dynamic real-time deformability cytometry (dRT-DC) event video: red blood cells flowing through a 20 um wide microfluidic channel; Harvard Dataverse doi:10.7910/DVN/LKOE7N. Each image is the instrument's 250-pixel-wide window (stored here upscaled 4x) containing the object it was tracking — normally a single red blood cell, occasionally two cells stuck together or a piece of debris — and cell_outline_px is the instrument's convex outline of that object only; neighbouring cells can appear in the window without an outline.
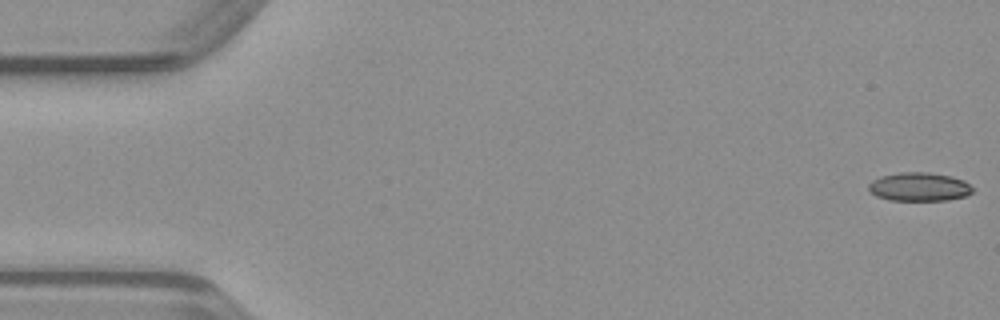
{"species": "common noctule bat (a hibernating species)", "species_latin": "Nyctalus noctula", "temperature_condition": "warm", "stored_images_in_passage": 49, "camera_frame_rate_fps": 3000, "um_per_image_px": 0.085, "animal": {"sex": "male", "body_mass_g": 23.1, "forearm_length_mm": 52.7}, "frame": {"image": 1, "passage_image": 1, "time_ms": 0.0, "image_size_px": [1000, 320], "cell_outline_px": [[972, 192], [964, 196], [948, 200], [888, 200], [876, 196], [868, 188], [868, 184], [872, 180], [880, 176], [900, 172], [928, 172], [952, 176], [964, 180], [972, 188]], "centroid_in_image_um": [78.11, 15.87], "position_along_channel_um": 6.9, "area_um2": 17.34}}
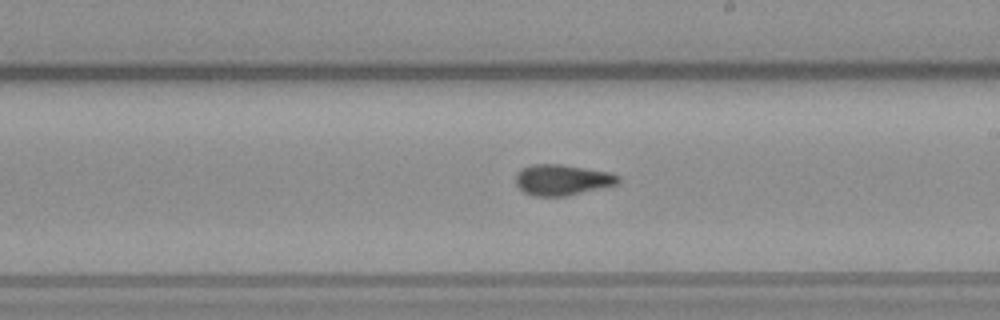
{"frame": {"image": 2, "passage_image": 28, "time_ms": 9.0, "image_size_px": [1000, 320], "cell_outline_px": [[620, 184], [568, 196], [532, 196], [524, 192], [516, 184], [516, 172], [520, 168], [532, 164], [560, 164], [608, 172], [620, 176]], "centroid_in_image_um": [47.79, 15.29], "position_along_channel_um": 241.2, "area_um2": 18.61}}
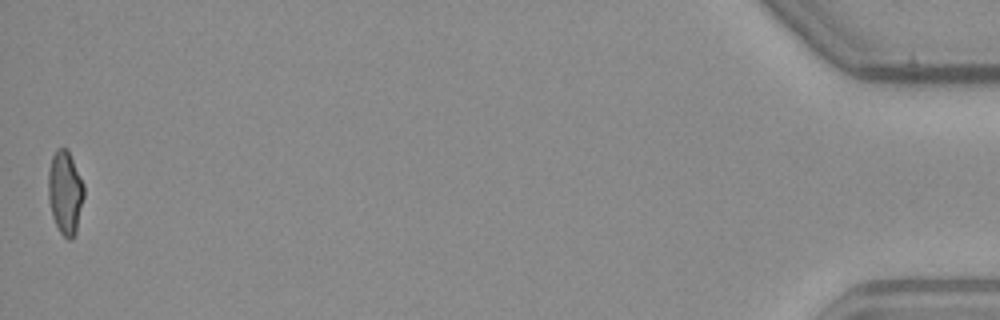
{"frame": {"image": 3, "passage_image": 49, "time_ms": 16.0, "image_size_px": [1000, 320], "cell_outline_px": [[84, 196], [76, 232], [72, 240], [68, 240], [60, 232], [52, 216], [48, 200], [48, 172], [52, 156], [56, 148], [68, 148], [84, 184]], "centroid_in_image_um": [5.54, 16.34], "position_along_channel_um": 429.7, "area_um2": 17.57}}